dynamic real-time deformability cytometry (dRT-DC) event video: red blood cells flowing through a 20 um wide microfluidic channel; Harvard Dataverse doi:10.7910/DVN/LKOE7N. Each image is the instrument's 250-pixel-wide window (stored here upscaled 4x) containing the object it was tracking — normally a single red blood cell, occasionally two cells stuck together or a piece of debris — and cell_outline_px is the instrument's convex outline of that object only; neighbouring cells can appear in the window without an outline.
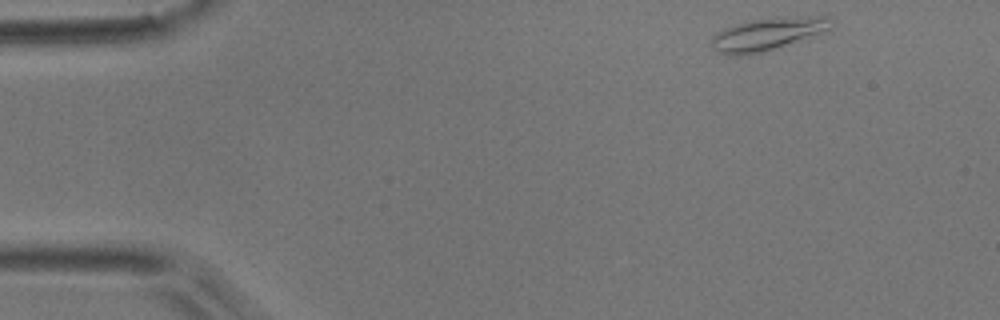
{"species": "common noctule bat (a hibernating species)", "species_latin": "Nyctalus noctula", "temperature_condition": "room temperature", "stored_images_in_passage": 4, "camera_frame_rate_fps": 3000, "um_per_image_px": 0.085, "animal": {"sex": "male", "body_mass_g": 17.9}, "frame": {"image": 1, "passage_image": 1, "time_ms": 0.0, "image_size_px": [1000, 320], "cell_outline_px": [[828, 28], [776, 48], [764, 52], [740, 56], [728, 56], [720, 52], [712, 44], [712, 36], [716, 32], [736, 24], [752, 20], [776, 16], [828, 16]], "centroid_in_image_um": [65.13, 2.89], "position_along_channel_um": 19.9, "area_um2": 22.02}}